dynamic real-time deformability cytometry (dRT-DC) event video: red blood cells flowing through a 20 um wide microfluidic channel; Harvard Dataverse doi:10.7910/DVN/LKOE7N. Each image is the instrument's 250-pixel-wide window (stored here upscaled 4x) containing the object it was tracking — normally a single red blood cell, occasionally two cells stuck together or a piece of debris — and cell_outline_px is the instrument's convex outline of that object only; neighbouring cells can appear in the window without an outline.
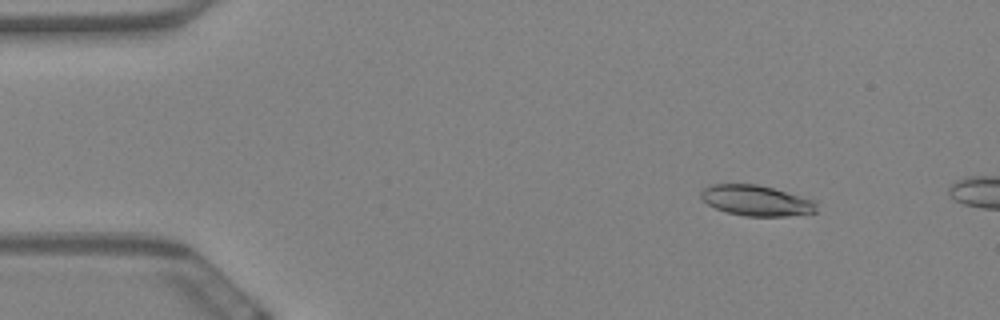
{"species": "Egyptian fruit bat (a non-hibernating species)", "species_latin": "Rousettus aegyptiacus", "temperature_condition": "warm", "stored_images_in_passage": 16, "camera_frame_rate_fps": 3000, "um_per_image_px": 0.085, "animal": {"sex": "female"}, "frame": {"image": 1, "passage_image": 7, "time_ms": 2.0, "image_size_px": [1000, 320], "cell_outline_px": [[816, 212], [788, 216], [744, 216], [728, 212], [716, 208], [708, 204], [700, 196], [700, 192], [704, 188], [712, 184], [756, 184], [772, 188], [812, 200], [816, 204]], "centroid_in_image_um": [64.25, 17.05], "position_along_channel_um": 20.8, "area_um2": 20.23}}